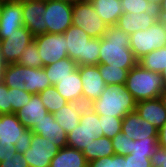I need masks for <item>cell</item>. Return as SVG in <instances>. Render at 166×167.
Returning a JSON list of instances; mask_svg holds the SVG:
<instances>
[{"label":"cell","mask_w":166,"mask_h":167,"mask_svg":"<svg viewBox=\"0 0 166 167\" xmlns=\"http://www.w3.org/2000/svg\"><path fill=\"white\" fill-rule=\"evenodd\" d=\"M99 64L131 69L138 60L130 49V36L116 26L107 28L100 38Z\"/></svg>","instance_id":"obj_1"},{"label":"cell","mask_w":166,"mask_h":167,"mask_svg":"<svg viewBox=\"0 0 166 167\" xmlns=\"http://www.w3.org/2000/svg\"><path fill=\"white\" fill-rule=\"evenodd\" d=\"M136 100L125 85L112 84L106 86L101 96L89 106L98 115H108L123 118L129 112L135 111Z\"/></svg>","instance_id":"obj_2"},{"label":"cell","mask_w":166,"mask_h":167,"mask_svg":"<svg viewBox=\"0 0 166 167\" xmlns=\"http://www.w3.org/2000/svg\"><path fill=\"white\" fill-rule=\"evenodd\" d=\"M67 54L78 66L98 65L100 38H91L83 29L71 25L65 32Z\"/></svg>","instance_id":"obj_3"},{"label":"cell","mask_w":166,"mask_h":167,"mask_svg":"<svg viewBox=\"0 0 166 167\" xmlns=\"http://www.w3.org/2000/svg\"><path fill=\"white\" fill-rule=\"evenodd\" d=\"M125 87L136 102L159 98L164 89L161 74L148 71L138 63L128 71Z\"/></svg>","instance_id":"obj_4"},{"label":"cell","mask_w":166,"mask_h":167,"mask_svg":"<svg viewBox=\"0 0 166 167\" xmlns=\"http://www.w3.org/2000/svg\"><path fill=\"white\" fill-rule=\"evenodd\" d=\"M33 132L19 121L16 113L0 114V145L14 146L23 154L31 146Z\"/></svg>","instance_id":"obj_5"},{"label":"cell","mask_w":166,"mask_h":167,"mask_svg":"<svg viewBox=\"0 0 166 167\" xmlns=\"http://www.w3.org/2000/svg\"><path fill=\"white\" fill-rule=\"evenodd\" d=\"M103 136L99 115L86 105L81 113L79 125L67 134V146L83 151L94 139Z\"/></svg>","instance_id":"obj_6"},{"label":"cell","mask_w":166,"mask_h":167,"mask_svg":"<svg viewBox=\"0 0 166 167\" xmlns=\"http://www.w3.org/2000/svg\"><path fill=\"white\" fill-rule=\"evenodd\" d=\"M164 46H166V22L159 19L148 29L130 35V49L137 60Z\"/></svg>","instance_id":"obj_7"},{"label":"cell","mask_w":166,"mask_h":167,"mask_svg":"<svg viewBox=\"0 0 166 167\" xmlns=\"http://www.w3.org/2000/svg\"><path fill=\"white\" fill-rule=\"evenodd\" d=\"M72 25L83 29L91 38H102L109 27L89 0L73 5Z\"/></svg>","instance_id":"obj_8"},{"label":"cell","mask_w":166,"mask_h":167,"mask_svg":"<svg viewBox=\"0 0 166 167\" xmlns=\"http://www.w3.org/2000/svg\"><path fill=\"white\" fill-rule=\"evenodd\" d=\"M73 5L60 0H45L43 20L47 33H64L72 25Z\"/></svg>","instance_id":"obj_9"},{"label":"cell","mask_w":166,"mask_h":167,"mask_svg":"<svg viewBox=\"0 0 166 167\" xmlns=\"http://www.w3.org/2000/svg\"><path fill=\"white\" fill-rule=\"evenodd\" d=\"M34 40L42 58V68L68 57L64 33H45L35 36Z\"/></svg>","instance_id":"obj_10"},{"label":"cell","mask_w":166,"mask_h":167,"mask_svg":"<svg viewBox=\"0 0 166 167\" xmlns=\"http://www.w3.org/2000/svg\"><path fill=\"white\" fill-rule=\"evenodd\" d=\"M33 40V34L24 26L12 34H0V49L4 62L17 63L22 52Z\"/></svg>","instance_id":"obj_11"},{"label":"cell","mask_w":166,"mask_h":167,"mask_svg":"<svg viewBox=\"0 0 166 167\" xmlns=\"http://www.w3.org/2000/svg\"><path fill=\"white\" fill-rule=\"evenodd\" d=\"M59 150L60 147L51 143L46 137L33 133L31 146L23 155L29 167H49Z\"/></svg>","instance_id":"obj_12"},{"label":"cell","mask_w":166,"mask_h":167,"mask_svg":"<svg viewBox=\"0 0 166 167\" xmlns=\"http://www.w3.org/2000/svg\"><path fill=\"white\" fill-rule=\"evenodd\" d=\"M79 74L83 88V103L89 105L101 96L107 85L97 65H81L79 66Z\"/></svg>","instance_id":"obj_13"},{"label":"cell","mask_w":166,"mask_h":167,"mask_svg":"<svg viewBox=\"0 0 166 167\" xmlns=\"http://www.w3.org/2000/svg\"><path fill=\"white\" fill-rule=\"evenodd\" d=\"M22 4L23 26L26 27L33 36L47 33V26L43 20L45 12V0H25Z\"/></svg>","instance_id":"obj_14"},{"label":"cell","mask_w":166,"mask_h":167,"mask_svg":"<svg viewBox=\"0 0 166 167\" xmlns=\"http://www.w3.org/2000/svg\"><path fill=\"white\" fill-rule=\"evenodd\" d=\"M121 132L133 140H149V137H158V129L141 118L136 110L123 117Z\"/></svg>","instance_id":"obj_15"},{"label":"cell","mask_w":166,"mask_h":167,"mask_svg":"<svg viewBox=\"0 0 166 167\" xmlns=\"http://www.w3.org/2000/svg\"><path fill=\"white\" fill-rule=\"evenodd\" d=\"M34 134L46 137L51 143L60 148L67 146V133L56 122L53 113H47L40 122L31 129Z\"/></svg>","instance_id":"obj_16"},{"label":"cell","mask_w":166,"mask_h":167,"mask_svg":"<svg viewBox=\"0 0 166 167\" xmlns=\"http://www.w3.org/2000/svg\"><path fill=\"white\" fill-rule=\"evenodd\" d=\"M157 20V12L123 13L119 17L116 27L130 36L136 31L148 29Z\"/></svg>","instance_id":"obj_17"},{"label":"cell","mask_w":166,"mask_h":167,"mask_svg":"<svg viewBox=\"0 0 166 167\" xmlns=\"http://www.w3.org/2000/svg\"><path fill=\"white\" fill-rule=\"evenodd\" d=\"M23 27L22 4L13 0L3 1L0 34H12Z\"/></svg>","instance_id":"obj_18"},{"label":"cell","mask_w":166,"mask_h":167,"mask_svg":"<svg viewBox=\"0 0 166 167\" xmlns=\"http://www.w3.org/2000/svg\"><path fill=\"white\" fill-rule=\"evenodd\" d=\"M48 113L39 94H32L29 102L16 112V115L27 129H32L36 123L44 119Z\"/></svg>","instance_id":"obj_19"},{"label":"cell","mask_w":166,"mask_h":167,"mask_svg":"<svg viewBox=\"0 0 166 167\" xmlns=\"http://www.w3.org/2000/svg\"><path fill=\"white\" fill-rule=\"evenodd\" d=\"M57 91L71 103H83L82 96V81L79 74V66L76 70L69 73L68 76L62 78L58 83L54 85Z\"/></svg>","instance_id":"obj_20"},{"label":"cell","mask_w":166,"mask_h":167,"mask_svg":"<svg viewBox=\"0 0 166 167\" xmlns=\"http://www.w3.org/2000/svg\"><path fill=\"white\" fill-rule=\"evenodd\" d=\"M135 110L158 130L166 122V109L159 98L137 102Z\"/></svg>","instance_id":"obj_21"},{"label":"cell","mask_w":166,"mask_h":167,"mask_svg":"<svg viewBox=\"0 0 166 167\" xmlns=\"http://www.w3.org/2000/svg\"><path fill=\"white\" fill-rule=\"evenodd\" d=\"M86 105L84 103H71L68 102L59 110L53 113L56 122L66 131L68 134L74 128L79 125L80 117L83 108Z\"/></svg>","instance_id":"obj_22"},{"label":"cell","mask_w":166,"mask_h":167,"mask_svg":"<svg viewBox=\"0 0 166 167\" xmlns=\"http://www.w3.org/2000/svg\"><path fill=\"white\" fill-rule=\"evenodd\" d=\"M49 167H88V162L82 151L65 146L55 154Z\"/></svg>","instance_id":"obj_23"},{"label":"cell","mask_w":166,"mask_h":167,"mask_svg":"<svg viewBox=\"0 0 166 167\" xmlns=\"http://www.w3.org/2000/svg\"><path fill=\"white\" fill-rule=\"evenodd\" d=\"M99 17L109 26H116L123 14L120 0H89Z\"/></svg>","instance_id":"obj_24"},{"label":"cell","mask_w":166,"mask_h":167,"mask_svg":"<svg viewBox=\"0 0 166 167\" xmlns=\"http://www.w3.org/2000/svg\"><path fill=\"white\" fill-rule=\"evenodd\" d=\"M25 90L32 94H38L47 87L52 86L44 68L25 67Z\"/></svg>","instance_id":"obj_25"},{"label":"cell","mask_w":166,"mask_h":167,"mask_svg":"<svg viewBox=\"0 0 166 167\" xmlns=\"http://www.w3.org/2000/svg\"><path fill=\"white\" fill-rule=\"evenodd\" d=\"M82 152L88 163L93 160L115 154L111 139L106 136L94 139V141H92L89 146H86Z\"/></svg>","instance_id":"obj_26"},{"label":"cell","mask_w":166,"mask_h":167,"mask_svg":"<svg viewBox=\"0 0 166 167\" xmlns=\"http://www.w3.org/2000/svg\"><path fill=\"white\" fill-rule=\"evenodd\" d=\"M77 67L78 65L74 60H71L69 57H66L43 68L51 85H55L62 78L68 76L69 73L76 70Z\"/></svg>","instance_id":"obj_27"},{"label":"cell","mask_w":166,"mask_h":167,"mask_svg":"<svg viewBox=\"0 0 166 167\" xmlns=\"http://www.w3.org/2000/svg\"><path fill=\"white\" fill-rule=\"evenodd\" d=\"M138 64L148 71L161 73L166 69V46L157 48L149 54L144 55L138 60Z\"/></svg>","instance_id":"obj_28"},{"label":"cell","mask_w":166,"mask_h":167,"mask_svg":"<svg viewBox=\"0 0 166 167\" xmlns=\"http://www.w3.org/2000/svg\"><path fill=\"white\" fill-rule=\"evenodd\" d=\"M25 66L18 63H10L6 65L4 71L3 83L8 88H19L25 90Z\"/></svg>","instance_id":"obj_29"},{"label":"cell","mask_w":166,"mask_h":167,"mask_svg":"<svg viewBox=\"0 0 166 167\" xmlns=\"http://www.w3.org/2000/svg\"><path fill=\"white\" fill-rule=\"evenodd\" d=\"M97 66L107 86L112 84L125 85L128 71L130 69H122L116 66H112V64H98Z\"/></svg>","instance_id":"obj_30"},{"label":"cell","mask_w":166,"mask_h":167,"mask_svg":"<svg viewBox=\"0 0 166 167\" xmlns=\"http://www.w3.org/2000/svg\"><path fill=\"white\" fill-rule=\"evenodd\" d=\"M48 113H54L63 107L68 101L61 96L54 85L47 87L38 93Z\"/></svg>","instance_id":"obj_31"},{"label":"cell","mask_w":166,"mask_h":167,"mask_svg":"<svg viewBox=\"0 0 166 167\" xmlns=\"http://www.w3.org/2000/svg\"><path fill=\"white\" fill-rule=\"evenodd\" d=\"M17 63L25 67L42 68V58L38 53L35 40L30 42L29 45L25 48Z\"/></svg>","instance_id":"obj_32"},{"label":"cell","mask_w":166,"mask_h":167,"mask_svg":"<svg viewBox=\"0 0 166 167\" xmlns=\"http://www.w3.org/2000/svg\"><path fill=\"white\" fill-rule=\"evenodd\" d=\"M123 118L99 115V122L103 136L112 139L117 133L121 132Z\"/></svg>","instance_id":"obj_33"},{"label":"cell","mask_w":166,"mask_h":167,"mask_svg":"<svg viewBox=\"0 0 166 167\" xmlns=\"http://www.w3.org/2000/svg\"><path fill=\"white\" fill-rule=\"evenodd\" d=\"M123 13H141V12H157L154 6L148 0H120Z\"/></svg>","instance_id":"obj_34"},{"label":"cell","mask_w":166,"mask_h":167,"mask_svg":"<svg viewBox=\"0 0 166 167\" xmlns=\"http://www.w3.org/2000/svg\"><path fill=\"white\" fill-rule=\"evenodd\" d=\"M158 147V137H149V140L132 139V155H147L151 158L153 152Z\"/></svg>","instance_id":"obj_35"},{"label":"cell","mask_w":166,"mask_h":167,"mask_svg":"<svg viewBox=\"0 0 166 167\" xmlns=\"http://www.w3.org/2000/svg\"><path fill=\"white\" fill-rule=\"evenodd\" d=\"M111 142L116 155L125 156L132 153V139H129L127 135L122 132L117 133L111 139Z\"/></svg>","instance_id":"obj_36"},{"label":"cell","mask_w":166,"mask_h":167,"mask_svg":"<svg viewBox=\"0 0 166 167\" xmlns=\"http://www.w3.org/2000/svg\"><path fill=\"white\" fill-rule=\"evenodd\" d=\"M32 93L19 88H10V103L12 106V113H16L31 99Z\"/></svg>","instance_id":"obj_37"},{"label":"cell","mask_w":166,"mask_h":167,"mask_svg":"<svg viewBox=\"0 0 166 167\" xmlns=\"http://www.w3.org/2000/svg\"><path fill=\"white\" fill-rule=\"evenodd\" d=\"M88 167H125V157L116 154L102 157L89 162Z\"/></svg>","instance_id":"obj_38"},{"label":"cell","mask_w":166,"mask_h":167,"mask_svg":"<svg viewBox=\"0 0 166 167\" xmlns=\"http://www.w3.org/2000/svg\"><path fill=\"white\" fill-rule=\"evenodd\" d=\"M125 167H152L150 158L147 155H125Z\"/></svg>","instance_id":"obj_39"},{"label":"cell","mask_w":166,"mask_h":167,"mask_svg":"<svg viewBox=\"0 0 166 167\" xmlns=\"http://www.w3.org/2000/svg\"><path fill=\"white\" fill-rule=\"evenodd\" d=\"M12 113L10 103V88L3 82L0 83V114Z\"/></svg>","instance_id":"obj_40"},{"label":"cell","mask_w":166,"mask_h":167,"mask_svg":"<svg viewBox=\"0 0 166 167\" xmlns=\"http://www.w3.org/2000/svg\"><path fill=\"white\" fill-rule=\"evenodd\" d=\"M0 167H29V165L24 155L16 152L15 155L0 162Z\"/></svg>","instance_id":"obj_41"},{"label":"cell","mask_w":166,"mask_h":167,"mask_svg":"<svg viewBox=\"0 0 166 167\" xmlns=\"http://www.w3.org/2000/svg\"><path fill=\"white\" fill-rule=\"evenodd\" d=\"M152 167H166V149L157 147L151 158Z\"/></svg>","instance_id":"obj_42"},{"label":"cell","mask_w":166,"mask_h":167,"mask_svg":"<svg viewBox=\"0 0 166 167\" xmlns=\"http://www.w3.org/2000/svg\"><path fill=\"white\" fill-rule=\"evenodd\" d=\"M16 151L14 150V146H3L0 145V162L7 159L11 155H15Z\"/></svg>","instance_id":"obj_43"},{"label":"cell","mask_w":166,"mask_h":167,"mask_svg":"<svg viewBox=\"0 0 166 167\" xmlns=\"http://www.w3.org/2000/svg\"><path fill=\"white\" fill-rule=\"evenodd\" d=\"M158 146L166 149V122L158 130Z\"/></svg>","instance_id":"obj_44"},{"label":"cell","mask_w":166,"mask_h":167,"mask_svg":"<svg viewBox=\"0 0 166 167\" xmlns=\"http://www.w3.org/2000/svg\"><path fill=\"white\" fill-rule=\"evenodd\" d=\"M156 8L158 19L166 22V0H162Z\"/></svg>","instance_id":"obj_45"},{"label":"cell","mask_w":166,"mask_h":167,"mask_svg":"<svg viewBox=\"0 0 166 167\" xmlns=\"http://www.w3.org/2000/svg\"><path fill=\"white\" fill-rule=\"evenodd\" d=\"M6 65L7 64L4 62L1 49H0V83H2L4 80V71H5Z\"/></svg>","instance_id":"obj_46"},{"label":"cell","mask_w":166,"mask_h":167,"mask_svg":"<svg viewBox=\"0 0 166 167\" xmlns=\"http://www.w3.org/2000/svg\"><path fill=\"white\" fill-rule=\"evenodd\" d=\"M159 99L161 100L163 107L166 109V88H164L162 93L159 95Z\"/></svg>","instance_id":"obj_47"},{"label":"cell","mask_w":166,"mask_h":167,"mask_svg":"<svg viewBox=\"0 0 166 167\" xmlns=\"http://www.w3.org/2000/svg\"><path fill=\"white\" fill-rule=\"evenodd\" d=\"M162 81H163V86L166 88V69H164L161 73Z\"/></svg>","instance_id":"obj_48"},{"label":"cell","mask_w":166,"mask_h":167,"mask_svg":"<svg viewBox=\"0 0 166 167\" xmlns=\"http://www.w3.org/2000/svg\"><path fill=\"white\" fill-rule=\"evenodd\" d=\"M60 1L74 5V4H76L80 1H84V0H60Z\"/></svg>","instance_id":"obj_49"},{"label":"cell","mask_w":166,"mask_h":167,"mask_svg":"<svg viewBox=\"0 0 166 167\" xmlns=\"http://www.w3.org/2000/svg\"><path fill=\"white\" fill-rule=\"evenodd\" d=\"M148 1H150L154 6L157 7L161 3L162 0H148Z\"/></svg>","instance_id":"obj_50"},{"label":"cell","mask_w":166,"mask_h":167,"mask_svg":"<svg viewBox=\"0 0 166 167\" xmlns=\"http://www.w3.org/2000/svg\"><path fill=\"white\" fill-rule=\"evenodd\" d=\"M2 9H3V1L0 0V18H1V15H2Z\"/></svg>","instance_id":"obj_51"},{"label":"cell","mask_w":166,"mask_h":167,"mask_svg":"<svg viewBox=\"0 0 166 167\" xmlns=\"http://www.w3.org/2000/svg\"><path fill=\"white\" fill-rule=\"evenodd\" d=\"M13 1L21 2V1H25V0H13Z\"/></svg>","instance_id":"obj_52"}]
</instances>
